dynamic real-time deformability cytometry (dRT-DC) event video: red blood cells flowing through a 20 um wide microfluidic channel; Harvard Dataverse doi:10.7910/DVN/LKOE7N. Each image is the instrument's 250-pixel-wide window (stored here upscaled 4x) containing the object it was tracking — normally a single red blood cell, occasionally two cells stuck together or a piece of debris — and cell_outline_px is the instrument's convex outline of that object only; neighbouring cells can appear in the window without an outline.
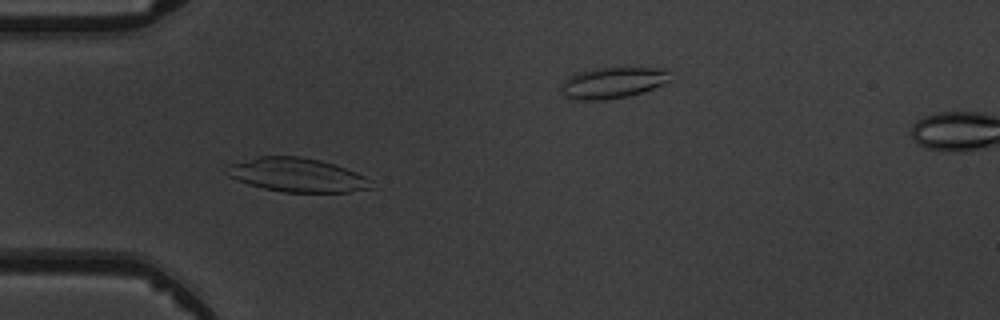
{"species": "common noctule bat (a hibernating species)", "species_latin": "Nyctalus noctula", "temperature_condition": "warm", "stored_images_in_passage": 9, "segment_of_instrument_passage": [1, 2], "camera_frame_rate_fps": 3000, "um_per_image_px": 0.085, "animal": {"sex": "male", "body_mass_g": 19.5, "forearm_length_mm": 54.6}, "frame": {"image": 1, "passage_image": 4, "time_ms": 4.0, "image_size_px": [1000, 320], "cell_outline_px": [[376, 188], [348, 192], [284, 192], [264, 188], [248, 184], [236, 180], [228, 176], [224, 172], [228, 164], [256, 156], [300, 156], [320, 160], [356, 172], [372, 180]], "centroid_in_image_um": [25.24, 14.87], "position_along_channel_um": 59.8, "area_um2": 28.78}}
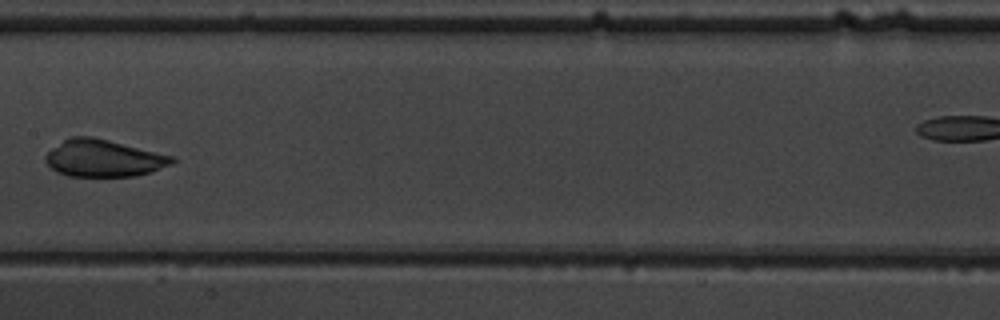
{"frame": {"image": 2, "passage_image": 7, "time_ms": 7.667, "image_size_px": [1000, 320], "cell_outline_px": [[176, 160], [172, 164], [152, 172], [136, 176], [68, 176], [56, 172], [44, 160], [44, 156], [52, 148], [64, 140], [72, 136], [92, 136], [172, 156]], "centroid_in_image_um": [8.79, 13.46], "position_along_channel_um": 198.6, "area_um2": 27.17}}
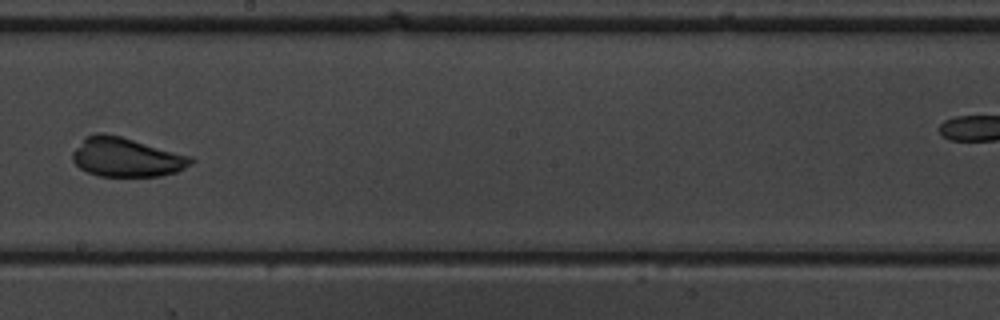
{"frame": {"image": 3, "passage_image": 8, "time_ms": 8.667, "image_size_px": [1000, 320], "cell_outline_px": [[196, 160], [192, 164], [176, 172], [160, 176], [100, 176], [88, 172], [80, 168], [72, 160], [72, 152], [88, 136], [96, 132], [104, 132], [120, 136], [192, 156]], "centroid_in_image_um": [10.77, 13.37], "position_along_channel_um": 237.4, "area_um2": 26.88}}